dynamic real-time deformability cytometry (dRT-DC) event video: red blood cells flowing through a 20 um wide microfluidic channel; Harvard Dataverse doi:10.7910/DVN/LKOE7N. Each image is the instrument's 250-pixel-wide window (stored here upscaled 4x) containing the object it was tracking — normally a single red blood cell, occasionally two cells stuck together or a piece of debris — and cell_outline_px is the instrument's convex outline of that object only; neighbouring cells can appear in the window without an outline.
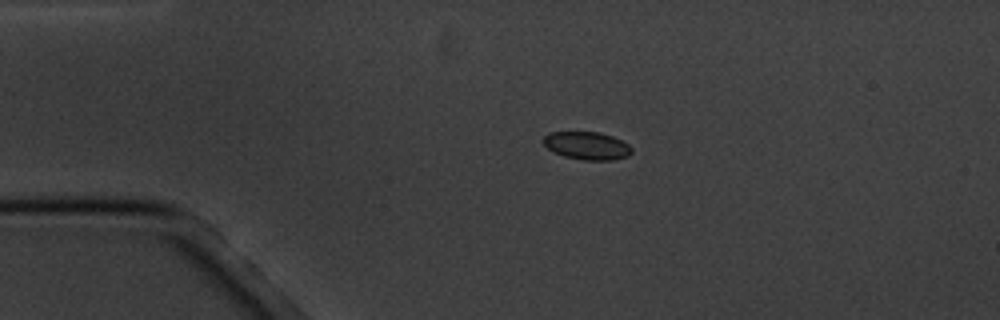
{"species": "common noctule bat (a hibernating species)", "species_latin": "Nyctalus noctula", "temperature_condition": "cold", "stored_images_in_passage": 4, "camera_frame_rate_fps": 3000, "um_per_image_px": 0.085, "animal": {"sex": "male", "body_mass_g": 20.1, "forearm_length_mm": 53.5}, "frame": {"image": 1, "passage_image": 3, "time_ms": 2.333, "image_size_px": [1000, 320], "cell_outline_px": [[632, 152], [628, 156], [612, 160], [584, 160], [564, 156], [552, 152], [544, 144], [544, 136], [548, 132], [600, 132], [612, 136], [628, 144], [632, 148]], "centroid_in_image_um": [49.89, 12.38], "position_along_channel_um": 35.1, "area_um2": 14.33}}